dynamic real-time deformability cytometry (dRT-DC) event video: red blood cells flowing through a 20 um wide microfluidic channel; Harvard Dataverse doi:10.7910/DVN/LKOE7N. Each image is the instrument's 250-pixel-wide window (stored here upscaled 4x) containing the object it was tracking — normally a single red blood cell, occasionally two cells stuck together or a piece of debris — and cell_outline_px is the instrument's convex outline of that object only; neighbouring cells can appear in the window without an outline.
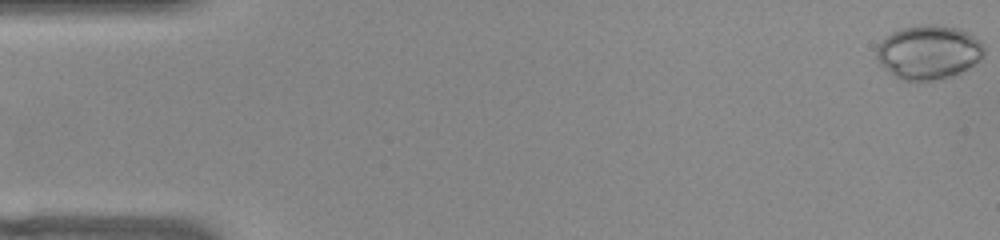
{"species": "common noctule bat (a hibernating species)", "species_latin": "Nyctalus noctula", "temperature_condition": "warm", "stored_images_in_passage": 53, "camera_frame_rate_fps": 3000, "um_per_image_px": 0.085, "animal": {"sex": "female", "body_mass_g": 22.0, "forearm_length_mm": 56.7}, "frame": {"image": 1, "passage_image": 1, "time_ms": 0.0, "image_size_px": [1000, 240], "cell_outline_px": [[984, 52], [972, 64], [948, 76], [924, 84], [916, 84], [900, 80], [892, 76], [880, 64], [876, 56], [876, 48], [892, 32], [900, 28], [920, 24], [936, 24], [960, 28], [968, 32], [980, 40], [984, 44]], "centroid_in_image_um": [78.87, 4.45], "position_along_channel_um": 6.1, "area_um2": 34.22}}
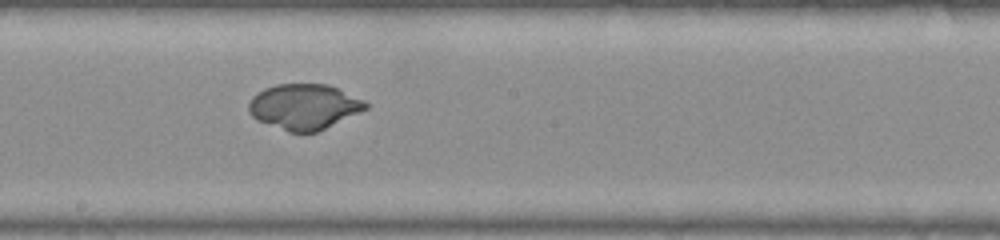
{"frame": {"image": 2, "passage_image": 29, "time_ms": 9.333, "image_size_px": [1000, 240], "cell_outline_px": [[368, 108], [316, 132], [288, 132], [256, 120], [248, 112], [248, 104], [252, 96], [264, 88], [276, 84], [328, 84], [364, 100], [368, 104]], "centroid_in_image_um": [25.81, 9.06], "position_along_channel_um": 222.4, "area_um2": 30.87}}
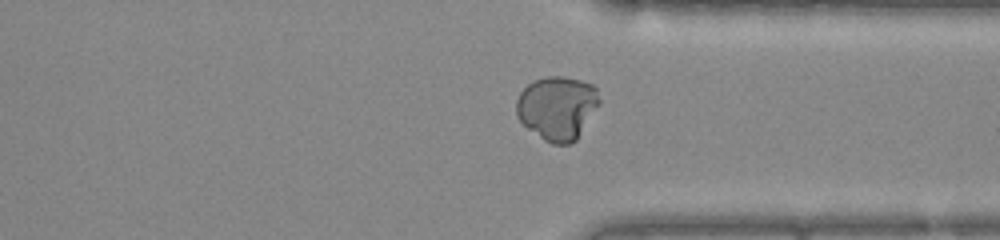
{"frame": {"image": 3, "passage_image": 40, "time_ms": 13.0, "image_size_px": [1000, 240], "cell_outline_px": [[600, 104], [576, 140], [572, 144], [552, 144], [544, 140], [528, 128], [516, 116], [516, 100], [520, 92], [528, 84], [536, 80], [548, 76], [564, 76], [580, 80], [592, 84], [596, 88], [600, 100]], "centroid_in_image_um": [47.37, 9.17], "position_along_channel_um": 364.0, "area_um2": 30.87}}